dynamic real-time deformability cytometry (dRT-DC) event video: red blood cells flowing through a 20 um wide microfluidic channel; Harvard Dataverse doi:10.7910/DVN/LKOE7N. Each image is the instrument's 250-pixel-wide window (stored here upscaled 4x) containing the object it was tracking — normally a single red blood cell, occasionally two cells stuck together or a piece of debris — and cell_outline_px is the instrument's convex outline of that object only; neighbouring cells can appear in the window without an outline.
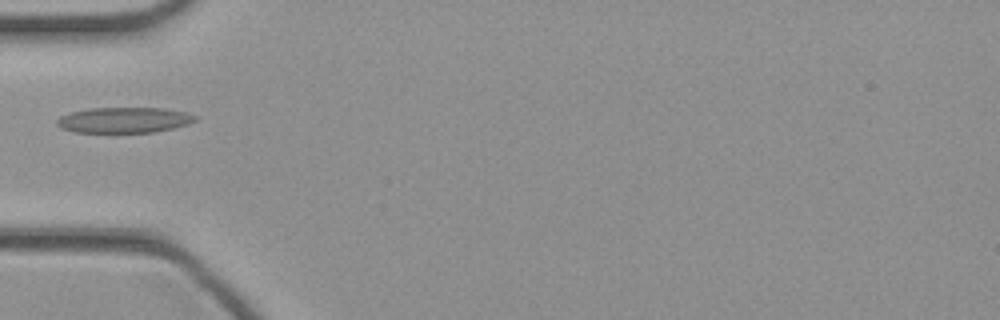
{"species": "common noctule bat (a hibernating species)", "species_latin": "Nyctalus noctula", "temperature_condition": "cold", "stored_images_in_passage": 31, "camera_frame_rate_fps": 3000, "um_per_image_px": 0.085, "animal": {"sex": "female", "body_mass_g": 21.9}, "frame": {"image": 1, "passage_image": 1, "time_ms": 0.0, "image_size_px": [1000, 320], "cell_outline_px": [[196, 120], [188, 124], [156, 132], [72, 132], [60, 128], [56, 124], [56, 120], [60, 116], [72, 112], [88, 108], [164, 108], [188, 112], [196, 116]], "centroid_in_image_um": [10.54, 10.2], "position_along_channel_um": 74.5, "area_um2": 20.69}}
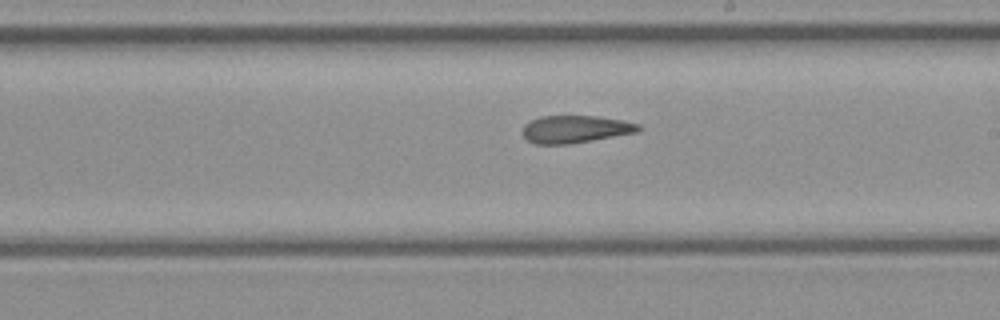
{"frame": {"image": 2, "passage_image": 12, "time_ms": 3.667, "image_size_px": [1000, 320], "cell_outline_px": [[640, 128], [636, 132], [572, 144], [536, 144], [528, 140], [520, 132], [524, 124], [528, 120], [540, 116], [600, 116], [624, 120], [640, 124]], "centroid_in_image_um": [48.85, 10.97], "position_along_channel_um": 240.1, "area_um2": 18.79}}
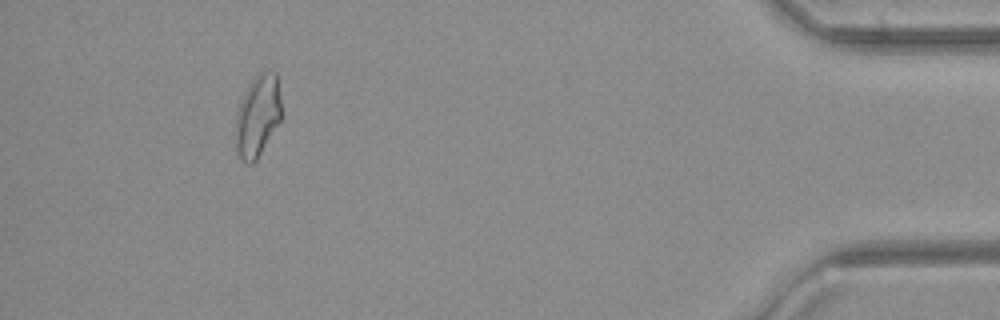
{"frame": {"image": 3, "passage_image": 28, "time_ms": 9.0, "image_size_px": [1000, 320], "cell_outline_px": [[280, 120], [256, 160], [252, 164], [248, 164], [240, 156], [236, 144], [236, 112], [240, 100], [248, 84], [256, 72], [276, 72], [280, 96]], "centroid_in_image_um": [21.88, 9.79], "position_along_channel_um": 413.3, "area_um2": 21.56}}